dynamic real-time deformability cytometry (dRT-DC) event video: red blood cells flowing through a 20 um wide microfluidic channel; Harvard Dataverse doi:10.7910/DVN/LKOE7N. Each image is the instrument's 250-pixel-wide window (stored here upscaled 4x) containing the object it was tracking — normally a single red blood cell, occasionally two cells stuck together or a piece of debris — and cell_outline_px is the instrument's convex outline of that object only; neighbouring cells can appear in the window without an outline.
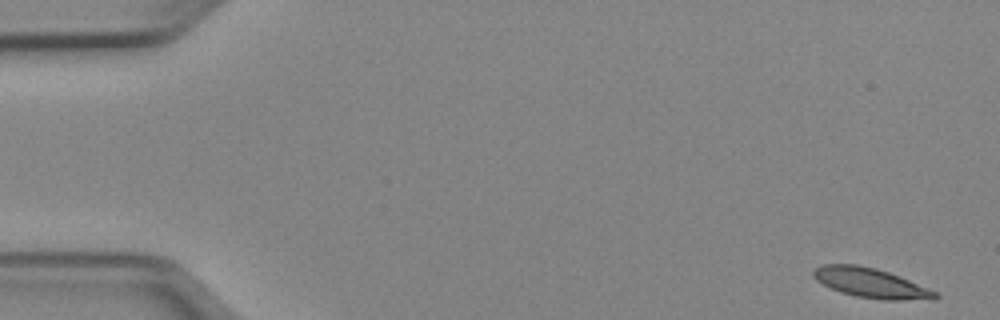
{"species": "Egyptian fruit bat (a non-hibernating species)", "species_latin": "Rousettus aegyptiacus", "temperature_condition": "cold", "stored_images_in_passage": 26, "camera_frame_rate_fps": 3000, "um_per_image_px": 0.085, "animal": {"sex": "female"}, "frame": {"image": 1, "passage_image": 1, "time_ms": 0.0, "image_size_px": [1000, 320], "cell_outline_px": [[940, 296], [936, 300], [884, 300], [856, 296], [840, 292], [816, 280], [812, 276], [812, 268], [824, 264], [856, 264], [876, 268], [900, 276], [936, 292]], "centroid_in_image_um": [74.01, 24.05], "position_along_channel_um": 11.0, "area_um2": 21.15}}
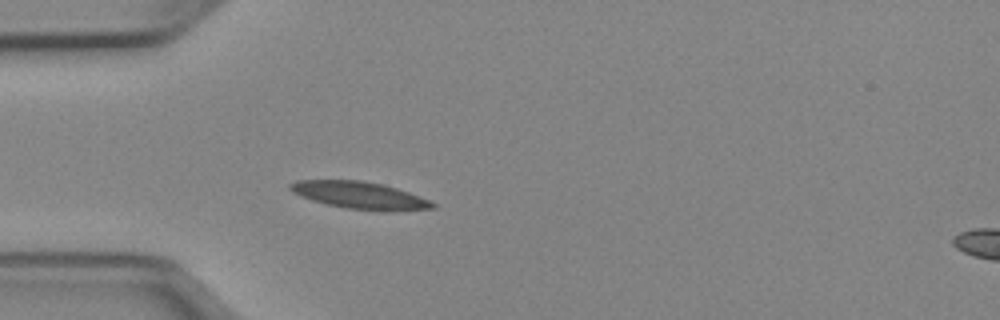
{"frame": {"image": 2, "passage_image": 14, "time_ms": 4.333, "image_size_px": [1000, 320], "cell_outline_px": [[436, 208], [388, 212], [348, 208], [328, 204], [312, 200], [300, 196], [292, 192], [288, 188], [288, 184], [296, 180], [364, 180], [396, 188], [408, 192], [428, 200], [436, 204]], "centroid_in_image_um": [30.56, 16.6], "position_along_channel_um": 54.4, "area_um2": 22.54}}
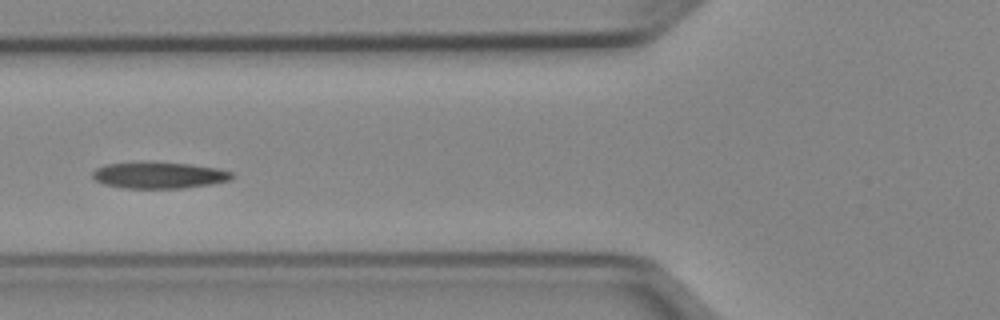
{"frame": {"image": 3, "passage_image": 19, "time_ms": 6.0, "image_size_px": [1000, 320], "cell_outline_px": [[232, 180], [212, 184], [184, 188], [124, 188], [104, 184], [96, 180], [92, 176], [92, 172], [96, 168], [104, 164], [132, 160], [148, 160], [192, 164], [216, 168], [232, 172]], "centroid_in_image_um": [13.47, 14.85], "position_along_channel_um": 112.3, "area_um2": 22.25}}